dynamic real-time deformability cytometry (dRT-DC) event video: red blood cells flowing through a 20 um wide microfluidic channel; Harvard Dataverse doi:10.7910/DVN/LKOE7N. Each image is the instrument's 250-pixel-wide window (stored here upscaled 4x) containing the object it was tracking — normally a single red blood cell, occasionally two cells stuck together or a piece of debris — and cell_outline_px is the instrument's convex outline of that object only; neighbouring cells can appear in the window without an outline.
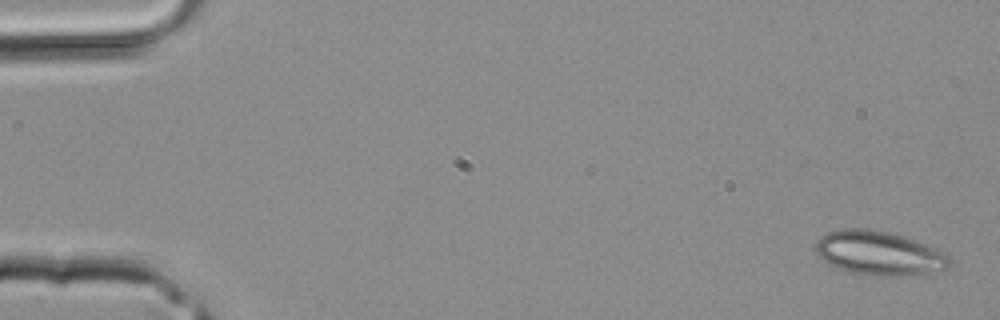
{"species": "common noctule bat (a hibernating species)", "species_latin": "Nyctalus noctula", "temperature_condition": "room temperature", "stored_images_in_passage": 3, "camera_frame_rate_fps": 3000, "um_per_image_px": 0.085, "animal": {"sex": "male", "body_mass_g": 20.4}, "frame": {"image": 1, "passage_image": 1, "time_ms": 0.0, "image_size_px": [1000, 320], "cell_outline_px": [[952, 260], [948, 268], [908, 276], [872, 276], [852, 272], [836, 268], [824, 260], [816, 252], [816, 240], [820, 236], [828, 232], [844, 228], [864, 228], [888, 232], [904, 236], [948, 252]], "centroid_in_image_um": [74.76, 21.52], "position_along_channel_um": 10.2, "area_um2": 34.68}}